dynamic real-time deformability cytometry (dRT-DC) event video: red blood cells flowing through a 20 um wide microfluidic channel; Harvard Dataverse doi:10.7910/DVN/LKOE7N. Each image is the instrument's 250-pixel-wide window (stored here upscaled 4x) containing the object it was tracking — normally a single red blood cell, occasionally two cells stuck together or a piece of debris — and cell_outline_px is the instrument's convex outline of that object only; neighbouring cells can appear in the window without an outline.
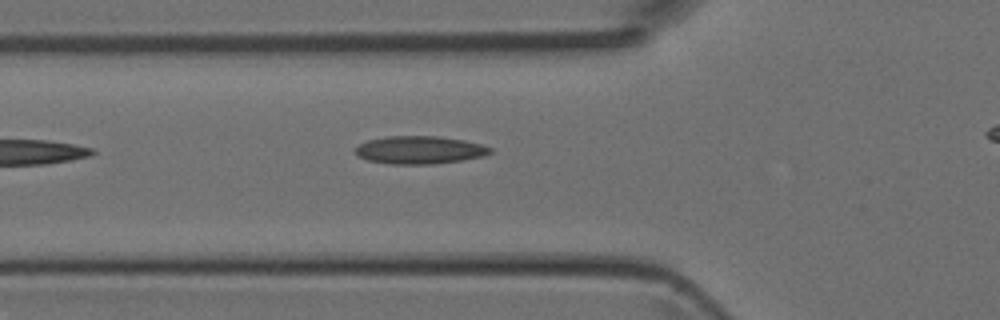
{"species": "Egyptian fruit bat (a non-hibernating species)", "species_latin": "Rousettus aegyptiacus", "temperature_condition": "room temperature", "stored_images_in_passage": 4, "camera_frame_rate_fps": 3000, "um_per_image_px": 0.085, "animal": {"sex": "female"}, "frame": {"image": 1, "passage_image": 4, "time_ms": 1.0, "image_size_px": [1000, 320], "cell_outline_px": [[492, 152], [484, 156], [460, 160], [432, 164], [392, 164], [368, 160], [356, 156], [356, 148], [360, 144], [368, 140], [388, 136], [436, 136], [464, 140], [480, 144], [492, 148]], "centroid_in_image_um": [35.66, 12.75], "position_along_channel_um": 90.1, "area_um2": 21.73}}